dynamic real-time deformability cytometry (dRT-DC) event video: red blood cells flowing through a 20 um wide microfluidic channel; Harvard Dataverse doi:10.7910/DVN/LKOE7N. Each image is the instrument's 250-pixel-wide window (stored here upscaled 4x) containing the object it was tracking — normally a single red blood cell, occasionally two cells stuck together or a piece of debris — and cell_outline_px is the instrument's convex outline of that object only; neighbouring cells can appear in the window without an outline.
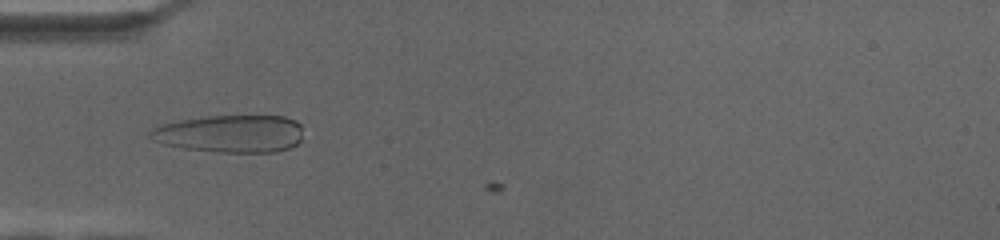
{"species": "human", "species_latin": "Homo sapiens", "temperature_condition": "cold", "stored_images_in_passage": 69, "camera_frame_rate_fps": 3000, "um_per_image_px": 0.085, "donor": {"sex": "female"}, "frame": {"image": 1, "passage_image": 23, "time_ms": 7.333, "image_size_px": [1000, 240], "cell_outline_px": [[300, 140], [296, 144], [288, 148], [276, 152], [220, 152], [184, 148], [164, 144], [152, 140], [148, 136], [148, 132], [164, 124], [180, 120], [208, 116], [284, 116], [296, 120], [300, 124]], "centroid_in_image_um": [19.58, 11.36], "position_along_channel_um": 65.4, "area_um2": 33.23}}
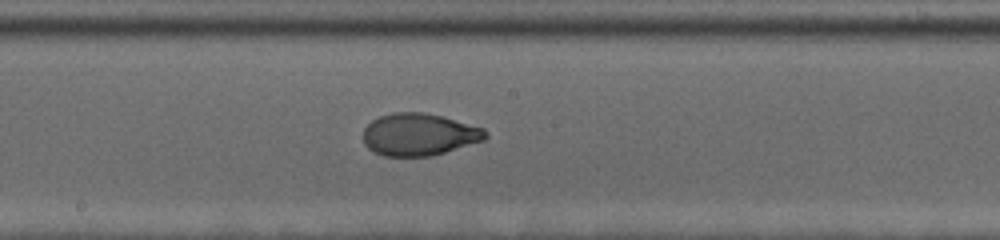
{"frame": {"image": 2, "passage_image": 38, "time_ms": 12.333, "image_size_px": [1000, 240], "cell_outline_px": [[488, 136], [484, 140], [432, 156], [384, 156], [368, 148], [364, 144], [364, 128], [372, 120], [380, 116], [392, 112], [424, 112], [444, 116], [484, 128], [488, 132]], "centroid_in_image_um": [35.64, 11.42], "position_along_channel_um": 212.6, "area_um2": 30.23}}
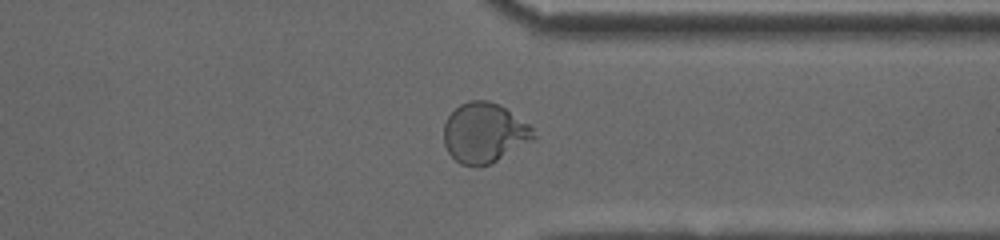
{"frame": {"image": 3, "passage_image": 54, "time_ms": 17.667, "image_size_px": [1000, 240], "cell_outline_px": [[536, 140], [492, 164], [476, 168], [460, 164], [448, 152], [444, 144], [444, 124], [448, 116], [460, 104], [468, 100], [488, 100], [504, 108], [528, 124], [532, 128], [536, 136]], "centroid_in_image_um": [41.17, 11.34], "position_along_channel_um": 370.2, "area_um2": 31.73}}